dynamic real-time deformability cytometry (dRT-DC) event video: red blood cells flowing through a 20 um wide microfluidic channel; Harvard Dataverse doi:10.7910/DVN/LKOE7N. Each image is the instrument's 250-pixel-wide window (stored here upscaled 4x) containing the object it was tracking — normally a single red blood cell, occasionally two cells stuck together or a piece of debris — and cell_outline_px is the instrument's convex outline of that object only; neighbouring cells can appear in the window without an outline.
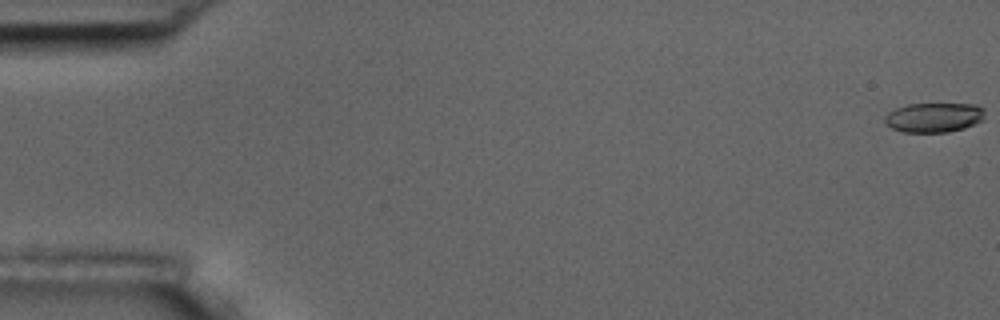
{"species": "common noctule bat (a hibernating species)", "species_latin": "Nyctalus noctula", "temperature_condition": "room temperature", "stored_images_in_passage": 57, "camera_frame_rate_fps": 3000, "um_per_image_px": 0.085, "animal": {"sex": "male", "body_mass_g": 17.5, "forearm_length_mm": 52.3}, "frame": {"image": 1, "passage_image": 1, "time_ms": 0.0, "image_size_px": [1000, 320], "cell_outline_px": [[984, 120], [964, 128], [948, 132], [904, 132], [892, 128], [884, 120], [884, 116], [888, 112], [896, 108], [908, 104], [976, 104], [984, 108]], "centroid_in_image_um": [79.41, 9.98], "position_along_channel_um": 5.6, "area_um2": 17.28}}
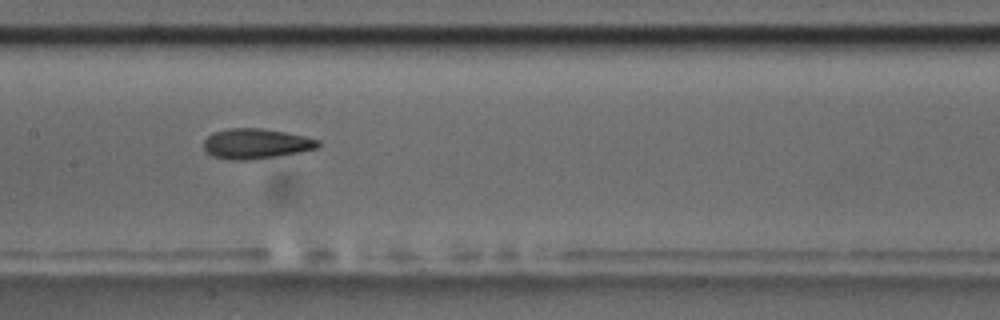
{"frame": {"image": 2, "passage_image": 29, "time_ms": 9.333, "image_size_px": [1000, 320], "cell_outline_px": [[320, 144], [316, 148], [300, 152], [276, 156], [248, 160], [228, 160], [212, 156], [204, 148], [204, 140], [212, 132], [228, 128], [264, 128], [304, 136], [320, 140]], "centroid_in_image_um": [21.73, 12.21], "position_along_channel_um": 185.7, "area_um2": 20.11}}
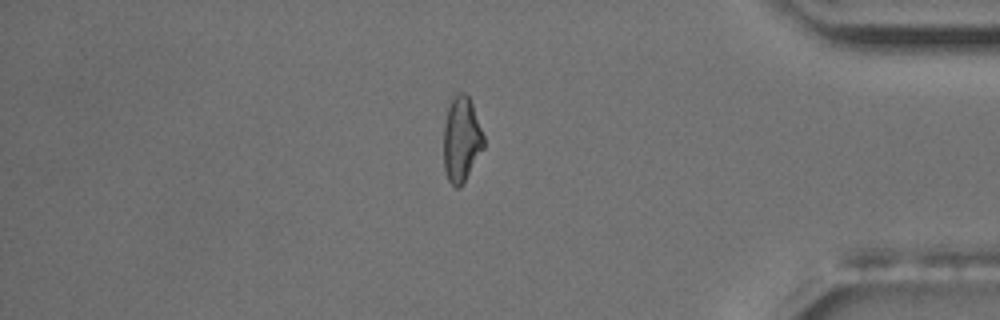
{"frame": {"image": 3, "passage_image": 49, "time_ms": 16.0, "image_size_px": [1000, 320], "cell_outline_px": [[484, 148], [464, 184], [460, 188], [456, 188], [448, 180], [444, 168], [444, 124], [448, 96], [460, 92], [464, 92], [468, 96], [472, 104], [484, 136]], "centroid_in_image_um": [39.21, 11.82], "position_along_channel_um": 396.0, "area_um2": 20.46}, "authors_computed_cell_mechanics": {"area_um2": 19.652, "velocity_mm_per_s": 3.6049, "shape_relaxation_time_tau1_ms": 4.2466, "shape_relaxation_time_tau2_ms": 2.1, "deformation_change_tau1": 0.1541, "deformation_change_tau2": 0.0994}}